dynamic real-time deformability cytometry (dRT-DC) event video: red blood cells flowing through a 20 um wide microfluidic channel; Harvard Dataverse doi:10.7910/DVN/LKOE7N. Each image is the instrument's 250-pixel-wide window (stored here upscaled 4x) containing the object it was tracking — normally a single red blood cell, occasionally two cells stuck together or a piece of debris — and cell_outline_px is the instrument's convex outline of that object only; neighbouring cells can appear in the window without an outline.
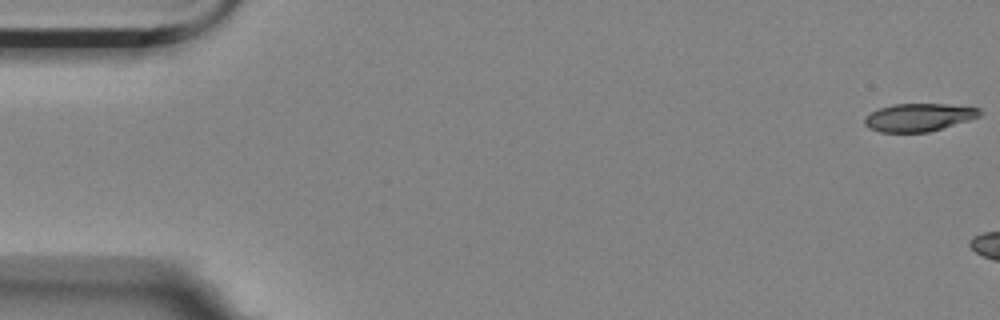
{"species": "Egyptian fruit bat (a non-hibernating species)", "species_latin": "Rousettus aegyptiacus", "temperature_condition": "room temperature", "stored_images_in_passage": 3, "camera_frame_rate_fps": 3000, "um_per_image_px": 0.085, "animal": {"sex": "female"}, "frame": {"image": 1, "passage_image": 1, "time_ms": 0.0, "image_size_px": [1000, 320], "cell_outline_px": [[980, 116], [968, 120], [928, 132], [880, 132], [868, 128], [864, 124], [864, 116], [880, 108], [892, 104], [944, 104], [980, 108]], "centroid_in_image_um": [78.04, 9.97], "position_along_channel_um": 7.0, "area_um2": 18.55}}